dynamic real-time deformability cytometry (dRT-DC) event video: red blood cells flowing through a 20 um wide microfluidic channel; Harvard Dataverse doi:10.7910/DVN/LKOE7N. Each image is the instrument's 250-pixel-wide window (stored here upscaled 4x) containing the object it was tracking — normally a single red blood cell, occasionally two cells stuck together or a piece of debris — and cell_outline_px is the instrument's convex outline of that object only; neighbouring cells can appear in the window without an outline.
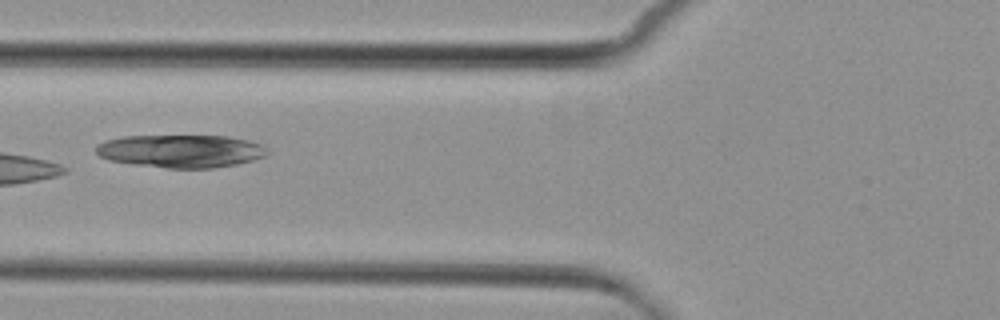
{"species": "common noctule bat (a hibernating species)", "species_latin": "Nyctalus noctula", "temperature_condition": "cold", "stored_images_in_passage": 8, "camera_frame_rate_fps": 3000, "um_per_image_px": 0.085, "animal": {"sex": "female", "body_mass_g": 29.2, "forearm_length_mm": 56.3}, "frame": {"image": 1, "passage_image": 5, "time_ms": 4.667, "image_size_px": [1000, 320], "cell_outline_px": [[268, 152], [264, 156], [252, 160], [236, 164], [212, 168], [168, 168], [136, 164], [108, 160], [100, 156], [96, 152], [96, 144], [104, 140], [124, 136], [228, 136], [248, 140], [260, 144]], "centroid_in_image_um": [15.33, 12.83], "position_along_channel_um": 110.5, "area_um2": 32.66}}
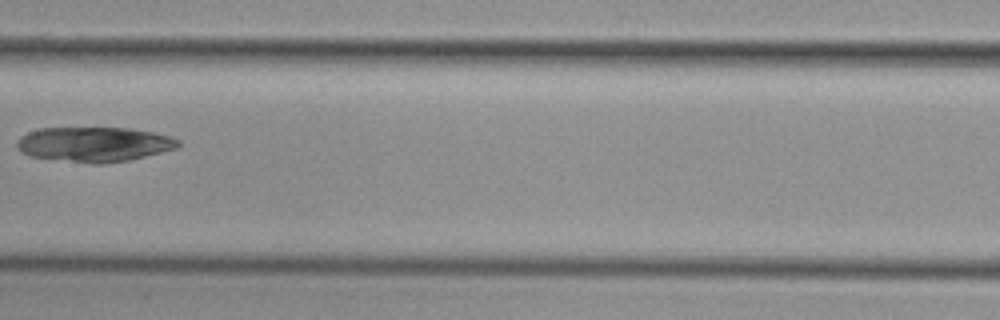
{"frame": {"image": 2, "passage_image": 7, "time_ms": 7.0, "image_size_px": [1000, 320], "cell_outline_px": [[180, 144], [176, 148], [128, 160], [104, 164], [92, 164], [28, 156], [20, 152], [16, 144], [16, 140], [20, 136], [28, 132], [40, 128], [132, 128], [152, 132], [168, 136], [180, 140]], "centroid_in_image_um": [7.95, 12.27], "position_along_channel_um": 199.4, "area_um2": 32.77}}
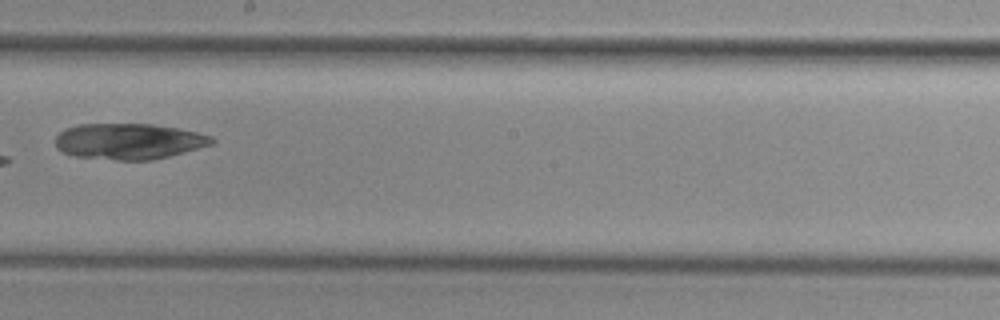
{"frame": {"image": 3, "passage_image": 8, "time_ms": 8.0, "image_size_px": [1000, 320], "cell_outline_px": [[216, 140], [212, 144], [184, 152], [152, 160], [116, 160], [76, 156], [64, 152], [56, 148], [56, 136], [64, 128], [76, 124], [152, 124], [180, 128], [212, 136]], "centroid_in_image_um": [10.94, 12.0], "position_along_channel_um": 237.3, "area_um2": 32.77}}